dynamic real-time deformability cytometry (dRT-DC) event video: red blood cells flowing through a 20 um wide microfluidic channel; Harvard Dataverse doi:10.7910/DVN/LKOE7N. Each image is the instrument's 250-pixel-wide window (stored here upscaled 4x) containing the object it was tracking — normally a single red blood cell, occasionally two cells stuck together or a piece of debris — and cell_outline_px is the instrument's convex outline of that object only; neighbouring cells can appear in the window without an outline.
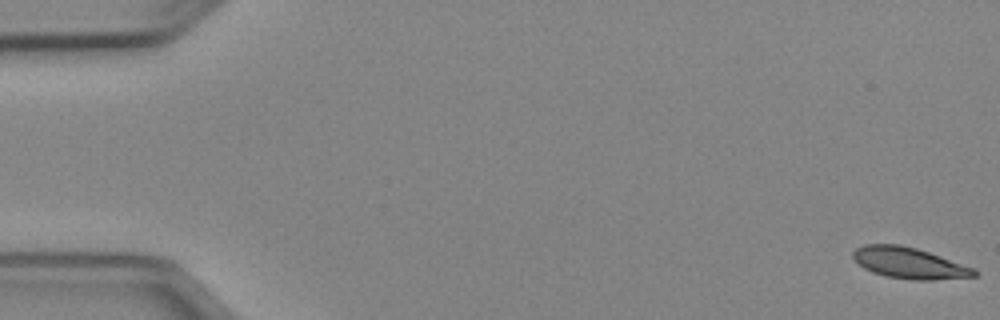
{"species": "Egyptian fruit bat (a non-hibernating species)", "species_latin": "Rousettus aegyptiacus", "temperature_condition": "cold", "stored_images_in_passage": 52, "camera_frame_rate_fps": 3000, "um_per_image_px": 0.085, "animal": {"sex": "female"}, "frame": {"image": 1, "passage_image": 1, "time_ms": 0.0, "image_size_px": [1000, 320], "cell_outline_px": [[976, 276], [932, 280], [912, 280], [888, 276], [872, 272], [864, 268], [852, 256], [852, 252], [856, 248], [864, 244], [900, 244], [916, 248], [976, 268]], "centroid_in_image_um": [77.28, 22.35], "position_along_channel_um": 7.7, "area_um2": 21.85}}
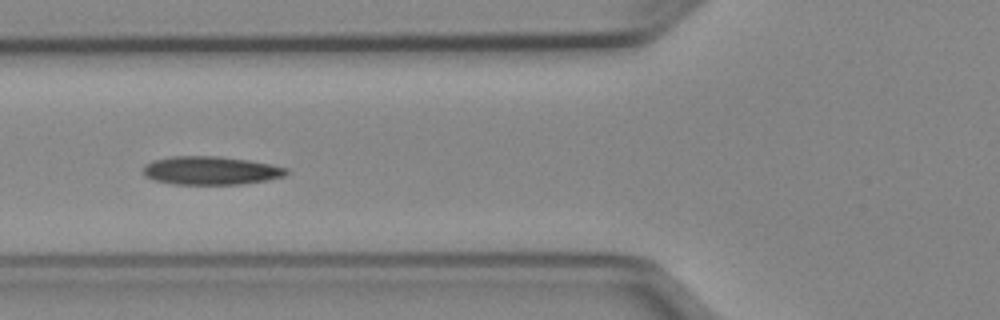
{"frame": {"image": 2, "passage_image": 20, "time_ms": 6.333, "image_size_px": [1000, 320], "cell_outline_px": [[288, 172], [284, 176], [264, 180], [240, 184], [172, 184], [152, 180], [144, 176], [144, 164], [152, 160], [172, 156], [216, 156], [248, 160], [272, 164], [288, 168]], "centroid_in_image_um": [17.87, 14.49], "position_along_channel_um": 107.9, "area_um2": 23.7}}
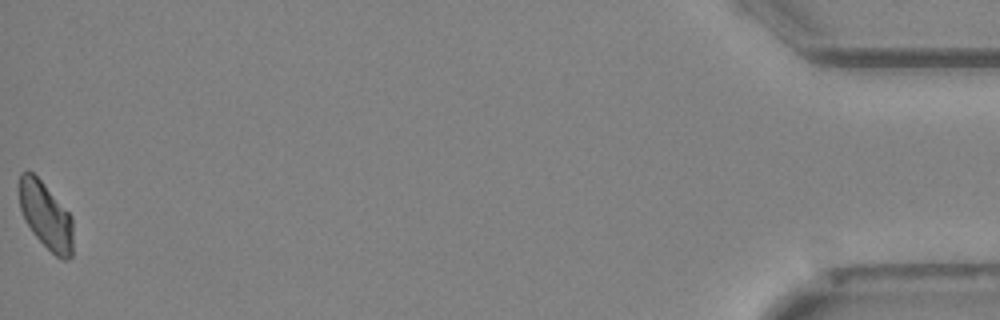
{"frame": {"image": 3, "passage_image": 52, "time_ms": 17.0, "image_size_px": [1000, 320], "cell_outline_px": [[72, 256], [68, 260], [60, 260], [32, 232], [24, 220], [20, 208], [16, 188], [20, 172], [28, 168], [44, 184], [72, 216]], "centroid_in_image_um": [3.84, 18.28], "position_along_channel_um": 431.4, "area_um2": 21.39}, "authors_computed_cell_mechanics": {"area_um2": 22.7154, "velocity_mm_per_s": 3.941, "shape_relaxation_time_tau1_ms": 8.4821, "shape_relaxation_time_tau2_ms": 5.0269, "deformation_change_tau1": 0.1558, "deformation_change_tau2": 0.0967}}